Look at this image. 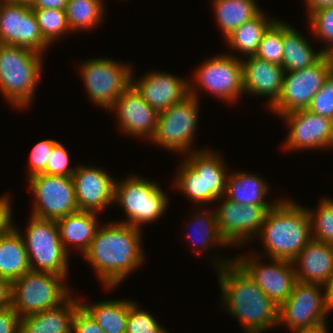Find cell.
I'll list each match as a JSON object with an SVG mask.
<instances>
[{
    "label": "cell",
    "instance_id": "cell-1",
    "mask_svg": "<svg viewBox=\"0 0 333 333\" xmlns=\"http://www.w3.org/2000/svg\"><path fill=\"white\" fill-rule=\"evenodd\" d=\"M141 229L117 221L99 226L83 258L109 290L145 261Z\"/></svg>",
    "mask_w": 333,
    "mask_h": 333
},
{
    "label": "cell",
    "instance_id": "cell-2",
    "mask_svg": "<svg viewBox=\"0 0 333 333\" xmlns=\"http://www.w3.org/2000/svg\"><path fill=\"white\" fill-rule=\"evenodd\" d=\"M221 261V262H220ZM218 258V281L223 304L235 317L244 333H265L278 325L279 307L232 259Z\"/></svg>",
    "mask_w": 333,
    "mask_h": 333
},
{
    "label": "cell",
    "instance_id": "cell-3",
    "mask_svg": "<svg viewBox=\"0 0 333 333\" xmlns=\"http://www.w3.org/2000/svg\"><path fill=\"white\" fill-rule=\"evenodd\" d=\"M258 236L270 259L293 261L312 239L306 208L281 199L267 212Z\"/></svg>",
    "mask_w": 333,
    "mask_h": 333
},
{
    "label": "cell",
    "instance_id": "cell-4",
    "mask_svg": "<svg viewBox=\"0 0 333 333\" xmlns=\"http://www.w3.org/2000/svg\"><path fill=\"white\" fill-rule=\"evenodd\" d=\"M186 156L175 178L176 189L198 205L224 198L228 170L219 154L203 148Z\"/></svg>",
    "mask_w": 333,
    "mask_h": 333
},
{
    "label": "cell",
    "instance_id": "cell-5",
    "mask_svg": "<svg viewBox=\"0 0 333 333\" xmlns=\"http://www.w3.org/2000/svg\"><path fill=\"white\" fill-rule=\"evenodd\" d=\"M42 60L39 52L0 43V92L14 107L31 104L43 71Z\"/></svg>",
    "mask_w": 333,
    "mask_h": 333
},
{
    "label": "cell",
    "instance_id": "cell-6",
    "mask_svg": "<svg viewBox=\"0 0 333 333\" xmlns=\"http://www.w3.org/2000/svg\"><path fill=\"white\" fill-rule=\"evenodd\" d=\"M169 196L153 180L129 175L125 180H115L114 203L119 204L127 216L125 223L136 228L158 220L167 209ZM127 220V221H126Z\"/></svg>",
    "mask_w": 333,
    "mask_h": 333
},
{
    "label": "cell",
    "instance_id": "cell-7",
    "mask_svg": "<svg viewBox=\"0 0 333 333\" xmlns=\"http://www.w3.org/2000/svg\"><path fill=\"white\" fill-rule=\"evenodd\" d=\"M66 277L48 272H27L12 282L11 307L22 318L60 306L70 297V290L63 283Z\"/></svg>",
    "mask_w": 333,
    "mask_h": 333
},
{
    "label": "cell",
    "instance_id": "cell-8",
    "mask_svg": "<svg viewBox=\"0 0 333 333\" xmlns=\"http://www.w3.org/2000/svg\"><path fill=\"white\" fill-rule=\"evenodd\" d=\"M197 89L189 83V95L179 103L159 112L155 133L150 141L173 152L192 150L198 125L199 101ZM188 152V153H187Z\"/></svg>",
    "mask_w": 333,
    "mask_h": 333
},
{
    "label": "cell",
    "instance_id": "cell-9",
    "mask_svg": "<svg viewBox=\"0 0 333 333\" xmlns=\"http://www.w3.org/2000/svg\"><path fill=\"white\" fill-rule=\"evenodd\" d=\"M27 225L23 240L31 270L67 276L69 253L60 240L56 220L31 216Z\"/></svg>",
    "mask_w": 333,
    "mask_h": 333
},
{
    "label": "cell",
    "instance_id": "cell-10",
    "mask_svg": "<svg viewBox=\"0 0 333 333\" xmlns=\"http://www.w3.org/2000/svg\"><path fill=\"white\" fill-rule=\"evenodd\" d=\"M117 62L92 58L79 67L90 99L101 108L110 109L132 83V68Z\"/></svg>",
    "mask_w": 333,
    "mask_h": 333
},
{
    "label": "cell",
    "instance_id": "cell-11",
    "mask_svg": "<svg viewBox=\"0 0 333 333\" xmlns=\"http://www.w3.org/2000/svg\"><path fill=\"white\" fill-rule=\"evenodd\" d=\"M323 289L325 286L320 284L297 281L290 296L279 306L278 325L285 324L294 331L327 323L326 316L332 308Z\"/></svg>",
    "mask_w": 333,
    "mask_h": 333
},
{
    "label": "cell",
    "instance_id": "cell-12",
    "mask_svg": "<svg viewBox=\"0 0 333 333\" xmlns=\"http://www.w3.org/2000/svg\"><path fill=\"white\" fill-rule=\"evenodd\" d=\"M28 184L35 197L31 216L57 220L79 211L73 177L40 173L29 177Z\"/></svg>",
    "mask_w": 333,
    "mask_h": 333
},
{
    "label": "cell",
    "instance_id": "cell-13",
    "mask_svg": "<svg viewBox=\"0 0 333 333\" xmlns=\"http://www.w3.org/2000/svg\"><path fill=\"white\" fill-rule=\"evenodd\" d=\"M330 73L331 64L327 54L310 67L285 72L280 97L270 109L279 116L307 109Z\"/></svg>",
    "mask_w": 333,
    "mask_h": 333
},
{
    "label": "cell",
    "instance_id": "cell-14",
    "mask_svg": "<svg viewBox=\"0 0 333 333\" xmlns=\"http://www.w3.org/2000/svg\"><path fill=\"white\" fill-rule=\"evenodd\" d=\"M250 255L243 257L240 254L233 260L279 307L290 296L297 282L293 262L271 259L272 263L268 265L260 261V253Z\"/></svg>",
    "mask_w": 333,
    "mask_h": 333
},
{
    "label": "cell",
    "instance_id": "cell-15",
    "mask_svg": "<svg viewBox=\"0 0 333 333\" xmlns=\"http://www.w3.org/2000/svg\"><path fill=\"white\" fill-rule=\"evenodd\" d=\"M197 86L221 100L235 102L244 93L242 60L221 54L203 62L195 71Z\"/></svg>",
    "mask_w": 333,
    "mask_h": 333
},
{
    "label": "cell",
    "instance_id": "cell-16",
    "mask_svg": "<svg viewBox=\"0 0 333 333\" xmlns=\"http://www.w3.org/2000/svg\"><path fill=\"white\" fill-rule=\"evenodd\" d=\"M215 211L218 229L229 246H237L255 239L267 212L274 206L241 205L224 198Z\"/></svg>",
    "mask_w": 333,
    "mask_h": 333
},
{
    "label": "cell",
    "instance_id": "cell-17",
    "mask_svg": "<svg viewBox=\"0 0 333 333\" xmlns=\"http://www.w3.org/2000/svg\"><path fill=\"white\" fill-rule=\"evenodd\" d=\"M0 43L26 47L41 54L50 47L29 4L0 1Z\"/></svg>",
    "mask_w": 333,
    "mask_h": 333
},
{
    "label": "cell",
    "instance_id": "cell-18",
    "mask_svg": "<svg viewBox=\"0 0 333 333\" xmlns=\"http://www.w3.org/2000/svg\"><path fill=\"white\" fill-rule=\"evenodd\" d=\"M280 117L289 127L284 149L333 148V120L308 109L295 110Z\"/></svg>",
    "mask_w": 333,
    "mask_h": 333
},
{
    "label": "cell",
    "instance_id": "cell-19",
    "mask_svg": "<svg viewBox=\"0 0 333 333\" xmlns=\"http://www.w3.org/2000/svg\"><path fill=\"white\" fill-rule=\"evenodd\" d=\"M109 110L115 111L118 125L125 134L148 140L153 137L159 113L143 99L132 83Z\"/></svg>",
    "mask_w": 333,
    "mask_h": 333
},
{
    "label": "cell",
    "instance_id": "cell-20",
    "mask_svg": "<svg viewBox=\"0 0 333 333\" xmlns=\"http://www.w3.org/2000/svg\"><path fill=\"white\" fill-rule=\"evenodd\" d=\"M79 211L98 213L114 204V177L104 169L77 165L73 173Z\"/></svg>",
    "mask_w": 333,
    "mask_h": 333
},
{
    "label": "cell",
    "instance_id": "cell-21",
    "mask_svg": "<svg viewBox=\"0 0 333 333\" xmlns=\"http://www.w3.org/2000/svg\"><path fill=\"white\" fill-rule=\"evenodd\" d=\"M132 84L158 113L181 102L189 95L188 80L165 72H149L138 80L132 76Z\"/></svg>",
    "mask_w": 333,
    "mask_h": 333
},
{
    "label": "cell",
    "instance_id": "cell-22",
    "mask_svg": "<svg viewBox=\"0 0 333 333\" xmlns=\"http://www.w3.org/2000/svg\"><path fill=\"white\" fill-rule=\"evenodd\" d=\"M285 71L282 66L262 60L256 56L242 58L244 93L267 97L269 108L279 99Z\"/></svg>",
    "mask_w": 333,
    "mask_h": 333
},
{
    "label": "cell",
    "instance_id": "cell-23",
    "mask_svg": "<svg viewBox=\"0 0 333 333\" xmlns=\"http://www.w3.org/2000/svg\"><path fill=\"white\" fill-rule=\"evenodd\" d=\"M292 262L297 281L325 286L333 270V245L311 239Z\"/></svg>",
    "mask_w": 333,
    "mask_h": 333
},
{
    "label": "cell",
    "instance_id": "cell-24",
    "mask_svg": "<svg viewBox=\"0 0 333 333\" xmlns=\"http://www.w3.org/2000/svg\"><path fill=\"white\" fill-rule=\"evenodd\" d=\"M69 297L56 308L21 318L20 333H72V322L81 301Z\"/></svg>",
    "mask_w": 333,
    "mask_h": 333
},
{
    "label": "cell",
    "instance_id": "cell-25",
    "mask_svg": "<svg viewBox=\"0 0 333 333\" xmlns=\"http://www.w3.org/2000/svg\"><path fill=\"white\" fill-rule=\"evenodd\" d=\"M31 271L23 235L14 223L0 234V278L11 282Z\"/></svg>",
    "mask_w": 333,
    "mask_h": 333
},
{
    "label": "cell",
    "instance_id": "cell-26",
    "mask_svg": "<svg viewBox=\"0 0 333 333\" xmlns=\"http://www.w3.org/2000/svg\"><path fill=\"white\" fill-rule=\"evenodd\" d=\"M96 215L95 212L77 211L56 220L60 240L68 253V247L73 244L80 249L82 255L89 249L99 228Z\"/></svg>",
    "mask_w": 333,
    "mask_h": 333
},
{
    "label": "cell",
    "instance_id": "cell-27",
    "mask_svg": "<svg viewBox=\"0 0 333 333\" xmlns=\"http://www.w3.org/2000/svg\"><path fill=\"white\" fill-rule=\"evenodd\" d=\"M268 189L267 182L258 175L243 171L228 173L224 197L241 205L275 206L281 199L266 201Z\"/></svg>",
    "mask_w": 333,
    "mask_h": 333
},
{
    "label": "cell",
    "instance_id": "cell-28",
    "mask_svg": "<svg viewBox=\"0 0 333 333\" xmlns=\"http://www.w3.org/2000/svg\"><path fill=\"white\" fill-rule=\"evenodd\" d=\"M283 49L282 67L285 72L310 67L325 55L322 50L316 53L299 31L284 22Z\"/></svg>",
    "mask_w": 333,
    "mask_h": 333
},
{
    "label": "cell",
    "instance_id": "cell-29",
    "mask_svg": "<svg viewBox=\"0 0 333 333\" xmlns=\"http://www.w3.org/2000/svg\"><path fill=\"white\" fill-rule=\"evenodd\" d=\"M212 4L224 38L261 12L256 0H212Z\"/></svg>",
    "mask_w": 333,
    "mask_h": 333
},
{
    "label": "cell",
    "instance_id": "cell-30",
    "mask_svg": "<svg viewBox=\"0 0 333 333\" xmlns=\"http://www.w3.org/2000/svg\"><path fill=\"white\" fill-rule=\"evenodd\" d=\"M265 15L261 11L256 17L237 27L225 38L228 46L247 57L255 56L264 32L276 20Z\"/></svg>",
    "mask_w": 333,
    "mask_h": 333
},
{
    "label": "cell",
    "instance_id": "cell-31",
    "mask_svg": "<svg viewBox=\"0 0 333 333\" xmlns=\"http://www.w3.org/2000/svg\"><path fill=\"white\" fill-rule=\"evenodd\" d=\"M81 305L92 315L105 333H126L128 300H107Z\"/></svg>",
    "mask_w": 333,
    "mask_h": 333
},
{
    "label": "cell",
    "instance_id": "cell-32",
    "mask_svg": "<svg viewBox=\"0 0 333 333\" xmlns=\"http://www.w3.org/2000/svg\"><path fill=\"white\" fill-rule=\"evenodd\" d=\"M211 211L206 209L204 212L202 209L199 213H195V216L193 215L192 227L194 226L195 231L192 228L193 232H190V234L188 233V237L191 244L194 245L192 246V249L198 254L200 251L209 249L211 246L216 247V245H218L229 247L218 229L216 213L213 210Z\"/></svg>",
    "mask_w": 333,
    "mask_h": 333
},
{
    "label": "cell",
    "instance_id": "cell-33",
    "mask_svg": "<svg viewBox=\"0 0 333 333\" xmlns=\"http://www.w3.org/2000/svg\"><path fill=\"white\" fill-rule=\"evenodd\" d=\"M104 0H68L65 9L67 24L72 31L92 29L103 21Z\"/></svg>",
    "mask_w": 333,
    "mask_h": 333
},
{
    "label": "cell",
    "instance_id": "cell-34",
    "mask_svg": "<svg viewBox=\"0 0 333 333\" xmlns=\"http://www.w3.org/2000/svg\"><path fill=\"white\" fill-rule=\"evenodd\" d=\"M318 205L315 212L306 208L310 219L312 239L333 245V200L325 197Z\"/></svg>",
    "mask_w": 333,
    "mask_h": 333
},
{
    "label": "cell",
    "instance_id": "cell-35",
    "mask_svg": "<svg viewBox=\"0 0 333 333\" xmlns=\"http://www.w3.org/2000/svg\"><path fill=\"white\" fill-rule=\"evenodd\" d=\"M33 12L36 16L41 35L49 46H51L57 38L65 34V32L68 34L70 28L67 24L65 10L33 9Z\"/></svg>",
    "mask_w": 333,
    "mask_h": 333
},
{
    "label": "cell",
    "instance_id": "cell-36",
    "mask_svg": "<svg viewBox=\"0 0 333 333\" xmlns=\"http://www.w3.org/2000/svg\"><path fill=\"white\" fill-rule=\"evenodd\" d=\"M283 21L276 19L264 32L256 57L282 66Z\"/></svg>",
    "mask_w": 333,
    "mask_h": 333
},
{
    "label": "cell",
    "instance_id": "cell-37",
    "mask_svg": "<svg viewBox=\"0 0 333 333\" xmlns=\"http://www.w3.org/2000/svg\"><path fill=\"white\" fill-rule=\"evenodd\" d=\"M126 333H169L154 319L149 311L129 301Z\"/></svg>",
    "mask_w": 333,
    "mask_h": 333
},
{
    "label": "cell",
    "instance_id": "cell-38",
    "mask_svg": "<svg viewBox=\"0 0 333 333\" xmlns=\"http://www.w3.org/2000/svg\"><path fill=\"white\" fill-rule=\"evenodd\" d=\"M308 17L312 33L328 44L322 50L325 54H328L333 50V5L314 11Z\"/></svg>",
    "mask_w": 333,
    "mask_h": 333
},
{
    "label": "cell",
    "instance_id": "cell-39",
    "mask_svg": "<svg viewBox=\"0 0 333 333\" xmlns=\"http://www.w3.org/2000/svg\"><path fill=\"white\" fill-rule=\"evenodd\" d=\"M311 112L333 120V73L326 78L321 89L313 96L310 106Z\"/></svg>",
    "mask_w": 333,
    "mask_h": 333
},
{
    "label": "cell",
    "instance_id": "cell-40",
    "mask_svg": "<svg viewBox=\"0 0 333 333\" xmlns=\"http://www.w3.org/2000/svg\"><path fill=\"white\" fill-rule=\"evenodd\" d=\"M57 143L58 142L56 140L46 139L43 141H39L37 144H35L30 154V164L27 171L28 178L40 173L46 174L47 161L51 155L53 147Z\"/></svg>",
    "mask_w": 333,
    "mask_h": 333
},
{
    "label": "cell",
    "instance_id": "cell-41",
    "mask_svg": "<svg viewBox=\"0 0 333 333\" xmlns=\"http://www.w3.org/2000/svg\"><path fill=\"white\" fill-rule=\"evenodd\" d=\"M75 167H69V154L65 146L58 142L52 149L51 155L46 164V174L73 176Z\"/></svg>",
    "mask_w": 333,
    "mask_h": 333
},
{
    "label": "cell",
    "instance_id": "cell-42",
    "mask_svg": "<svg viewBox=\"0 0 333 333\" xmlns=\"http://www.w3.org/2000/svg\"><path fill=\"white\" fill-rule=\"evenodd\" d=\"M72 333H105L92 315L80 305L75 313L72 322Z\"/></svg>",
    "mask_w": 333,
    "mask_h": 333
},
{
    "label": "cell",
    "instance_id": "cell-43",
    "mask_svg": "<svg viewBox=\"0 0 333 333\" xmlns=\"http://www.w3.org/2000/svg\"><path fill=\"white\" fill-rule=\"evenodd\" d=\"M21 317L10 306L0 310V333H20Z\"/></svg>",
    "mask_w": 333,
    "mask_h": 333
},
{
    "label": "cell",
    "instance_id": "cell-44",
    "mask_svg": "<svg viewBox=\"0 0 333 333\" xmlns=\"http://www.w3.org/2000/svg\"><path fill=\"white\" fill-rule=\"evenodd\" d=\"M9 197L0 196V234L4 233L12 225V209Z\"/></svg>",
    "mask_w": 333,
    "mask_h": 333
},
{
    "label": "cell",
    "instance_id": "cell-45",
    "mask_svg": "<svg viewBox=\"0 0 333 333\" xmlns=\"http://www.w3.org/2000/svg\"><path fill=\"white\" fill-rule=\"evenodd\" d=\"M12 305V282L0 278V310Z\"/></svg>",
    "mask_w": 333,
    "mask_h": 333
},
{
    "label": "cell",
    "instance_id": "cell-46",
    "mask_svg": "<svg viewBox=\"0 0 333 333\" xmlns=\"http://www.w3.org/2000/svg\"><path fill=\"white\" fill-rule=\"evenodd\" d=\"M68 0H32L30 7L32 9H59L65 10Z\"/></svg>",
    "mask_w": 333,
    "mask_h": 333
},
{
    "label": "cell",
    "instance_id": "cell-47",
    "mask_svg": "<svg viewBox=\"0 0 333 333\" xmlns=\"http://www.w3.org/2000/svg\"><path fill=\"white\" fill-rule=\"evenodd\" d=\"M308 16L317 10L333 5V0H305Z\"/></svg>",
    "mask_w": 333,
    "mask_h": 333
},
{
    "label": "cell",
    "instance_id": "cell-48",
    "mask_svg": "<svg viewBox=\"0 0 333 333\" xmlns=\"http://www.w3.org/2000/svg\"><path fill=\"white\" fill-rule=\"evenodd\" d=\"M327 323L321 324L313 328L298 329L292 331L293 333H328Z\"/></svg>",
    "mask_w": 333,
    "mask_h": 333
},
{
    "label": "cell",
    "instance_id": "cell-49",
    "mask_svg": "<svg viewBox=\"0 0 333 333\" xmlns=\"http://www.w3.org/2000/svg\"><path fill=\"white\" fill-rule=\"evenodd\" d=\"M325 293L327 297V301L330 307L333 309V270L331 272L330 278L325 285Z\"/></svg>",
    "mask_w": 333,
    "mask_h": 333
},
{
    "label": "cell",
    "instance_id": "cell-50",
    "mask_svg": "<svg viewBox=\"0 0 333 333\" xmlns=\"http://www.w3.org/2000/svg\"><path fill=\"white\" fill-rule=\"evenodd\" d=\"M0 1L30 4L32 0H0Z\"/></svg>",
    "mask_w": 333,
    "mask_h": 333
},
{
    "label": "cell",
    "instance_id": "cell-51",
    "mask_svg": "<svg viewBox=\"0 0 333 333\" xmlns=\"http://www.w3.org/2000/svg\"><path fill=\"white\" fill-rule=\"evenodd\" d=\"M330 64H331V72L333 73V50H331L328 54Z\"/></svg>",
    "mask_w": 333,
    "mask_h": 333
}]
</instances>
